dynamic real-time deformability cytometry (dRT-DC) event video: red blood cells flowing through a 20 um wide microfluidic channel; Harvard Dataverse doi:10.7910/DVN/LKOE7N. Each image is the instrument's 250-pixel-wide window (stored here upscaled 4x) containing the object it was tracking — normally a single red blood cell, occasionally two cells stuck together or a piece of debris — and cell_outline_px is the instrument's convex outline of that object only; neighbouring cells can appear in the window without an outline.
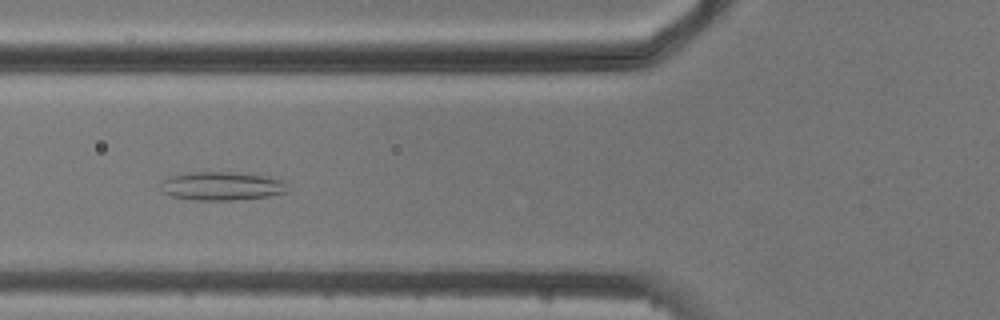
{"species": "common noctule bat (a hibernating species)", "species_latin": "Nyctalus noctula", "temperature_condition": "cold", "stored_images_in_passage": 8, "camera_frame_rate_fps": 3000, "um_per_image_px": 0.085, "animal": {"sex": "male", "body_mass_g": 20.5, "forearm_length_mm": 52.5}, "frame": {"image": 1, "passage_image": 4, "time_ms": 3.667, "image_size_px": [1000, 320], "cell_outline_px": [[288, 192], [268, 196], [240, 200], [196, 200], [172, 196], [164, 192], [160, 188], [160, 180], [172, 176], [192, 172], [232, 172], [268, 176], [280, 180], [284, 184]], "centroid_in_image_um": [18.82, 15.82], "position_along_channel_um": 107.0, "area_um2": 21.04}}